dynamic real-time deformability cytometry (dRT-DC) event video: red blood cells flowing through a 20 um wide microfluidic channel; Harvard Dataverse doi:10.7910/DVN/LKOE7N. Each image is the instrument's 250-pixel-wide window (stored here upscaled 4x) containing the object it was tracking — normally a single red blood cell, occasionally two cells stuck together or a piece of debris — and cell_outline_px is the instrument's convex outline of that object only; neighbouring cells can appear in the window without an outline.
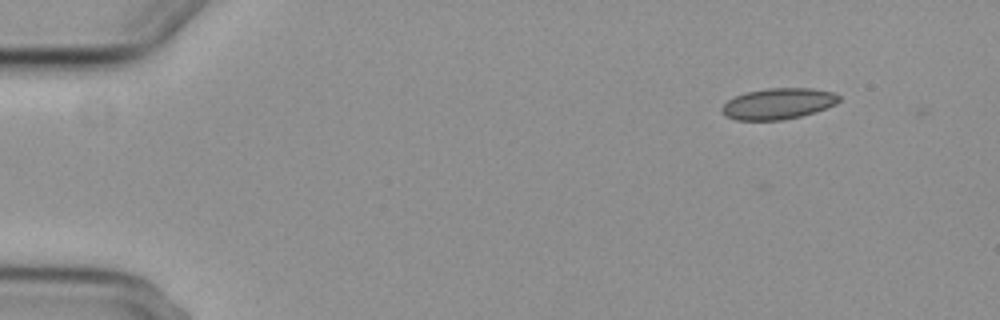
{"species": "common noctule bat (a hibernating species)", "species_latin": "Nyctalus noctula", "temperature_condition": "cold", "stored_images_in_passage": 4, "camera_frame_rate_fps": 3000, "um_per_image_px": 0.085, "animal": {"sex": "female", "body_mass_g": 29.2, "forearm_length_mm": 56.3}, "frame": {"image": 1, "passage_image": 1, "time_ms": 0.0, "image_size_px": [1000, 320], "cell_outline_px": [[840, 100], [836, 104], [816, 112], [784, 120], [736, 120], [724, 116], [720, 112], [720, 108], [728, 100], [744, 92], [768, 88], [812, 88], [832, 92], [840, 96]], "centroid_in_image_um": [66.12, 8.82], "position_along_channel_um": 18.9, "area_um2": 21.39}}
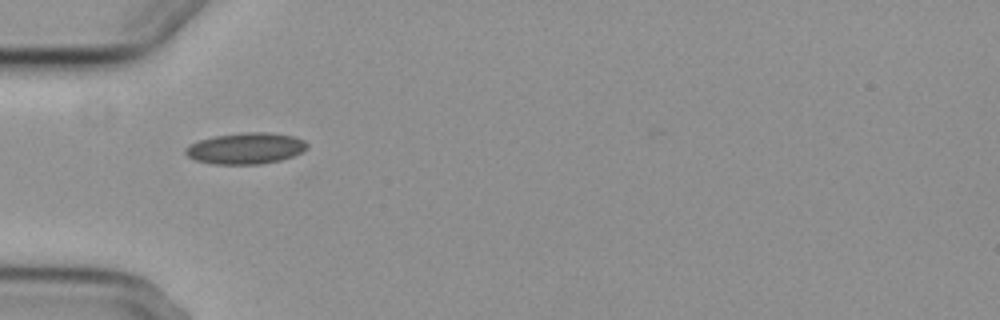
{"frame": {"image": 2, "passage_image": 4, "time_ms": 4.0, "image_size_px": [1000, 320], "cell_outline_px": [[308, 148], [292, 156], [280, 160], [260, 164], [216, 164], [196, 160], [188, 156], [184, 152], [184, 148], [188, 144], [212, 136], [244, 132], [268, 132], [296, 136], [304, 140], [308, 144]], "centroid_in_image_um": [20.88, 12.59], "position_along_channel_um": 64.1, "area_um2": 22.25}}